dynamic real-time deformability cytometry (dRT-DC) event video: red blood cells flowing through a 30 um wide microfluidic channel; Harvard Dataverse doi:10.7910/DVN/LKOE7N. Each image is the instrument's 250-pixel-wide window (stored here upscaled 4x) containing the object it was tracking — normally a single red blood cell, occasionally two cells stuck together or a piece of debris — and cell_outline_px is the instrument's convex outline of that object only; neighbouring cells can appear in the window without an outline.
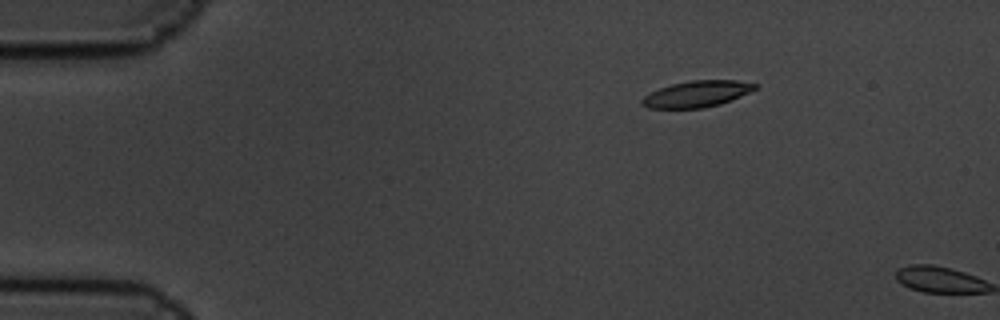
{"species": "common noctule bat (a hibernating species)", "species_latin": "Nyctalus noctula", "temperature_condition": "cold", "stored_images_in_passage": 2, "camera_frame_rate_fps": 3000, "um_per_image_px": 0.085, "animal": {"sex": "male", "body_mass_g": 19.5, "forearm_length_mm": 54.6}, "frame": {"image": 1, "passage_image": 1, "time_ms": 0.0, "image_size_px": [1000, 320], "cell_outline_px": [[760, 84], [756, 88], [740, 96], [720, 104], [704, 108], [648, 108], [640, 104], [640, 100], [644, 96], [660, 88], [672, 84], [692, 80], [736, 80]], "centroid_in_image_um": [59.22, 7.98], "position_along_channel_um": 25.8, "area_um2": 17.22}}